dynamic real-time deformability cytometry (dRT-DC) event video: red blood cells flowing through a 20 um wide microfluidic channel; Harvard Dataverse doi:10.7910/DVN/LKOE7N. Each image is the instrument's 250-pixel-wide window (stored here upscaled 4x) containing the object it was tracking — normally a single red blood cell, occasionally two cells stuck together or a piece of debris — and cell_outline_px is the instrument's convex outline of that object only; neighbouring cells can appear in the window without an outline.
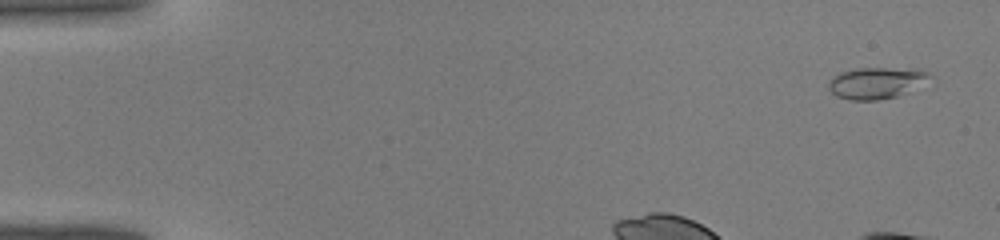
{"species": "common noctule bat (a hibernating species)", "species_latin": "Nyctalus noctula", "temperature_condition": "warm", "stored_images_in_passage": 31, "segment_of_instrument_passage": [1, 2], "camera_frame_rate_fps": 3000, "um_per_image_px": 0.085, "animal": {"sex": "male", "body_mass_g": 19.0, "forearm_length_mm": 50.8}, "frame": {"image": 1, "passage_image": 2, "time_ms": 0.333, "image_size_px": [1000, 240], "cell_outline_px": [[932, 76], [896, 96], [876, 100], [852, 100], [836, 96], [828, 88], [828, 84], [840, 72], [856, 68], [920, 68], [928, 72]], "centroid_in_image_um": [74.44, 7.02], "position_along_channel_um": 10.6, "area_um2": 18.03}}